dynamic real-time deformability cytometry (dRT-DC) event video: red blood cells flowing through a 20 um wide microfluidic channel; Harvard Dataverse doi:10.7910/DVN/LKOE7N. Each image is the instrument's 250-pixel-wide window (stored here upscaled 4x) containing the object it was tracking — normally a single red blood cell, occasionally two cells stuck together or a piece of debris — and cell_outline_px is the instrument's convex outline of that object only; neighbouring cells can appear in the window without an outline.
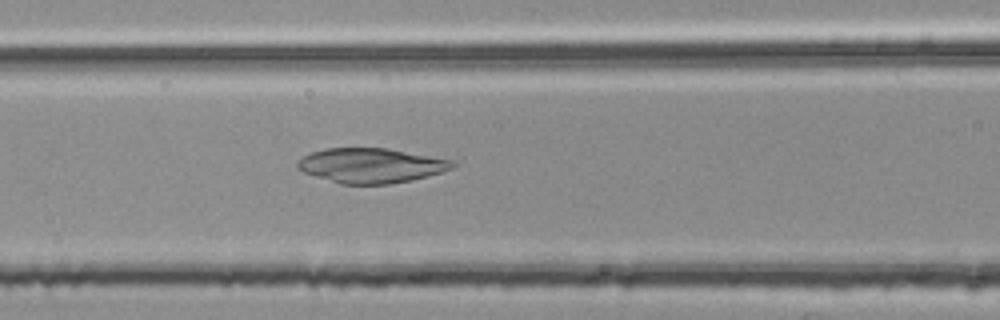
{"species": "common noctule bat (a hibernating species)", "species_latin": "Nyctalus noctula", "temperature_condition": "room temperature", "stored_images_in_passage": 37, "camera_frame_rate_fps": 3000, "um_per_image_px": 0.085, "animal": {"sex": "female", "body_mass_g": 25.1}, "frame": {"image": 1, "passage_image": 6, "time_ms": 1.667, "image_size_px": [1000, 320], "cell_outline_px": [[456, 164], [452, 168], [428, 176], [412, 180], [388, 184], [340, 184], [304, 172], [296, 168], [296, 160], [312, 152], [324, 148], [388, 148], [456, 160]], "centroid_in_image_um": [31.55, 14.06], "position_along_channel_um": 135.1, "area_um2": 31.56}}
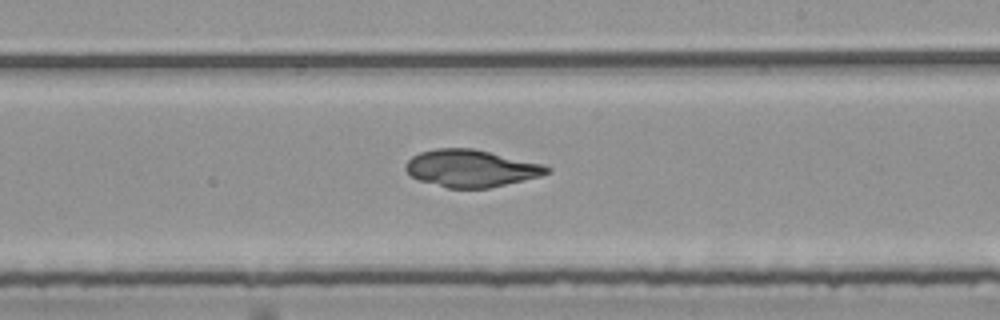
{"frame": {"image": 2, "passage_image": 15, "time_ms": 4.667, "image_size_px": [1000, 320], "cell_outline_px": [[552, 172], [540, 176], [488, 188], [448, 188], [420, 180], [412, 176], [404, 168], [404, 164], [412, 156], [420, 152], [436, 148], [472, 148], [544, 164], [552, 168]], "centroid_in_image_um": [40.05, 14.3], "position_along_channel_um": 248.9, "area_um2": 30.52}}
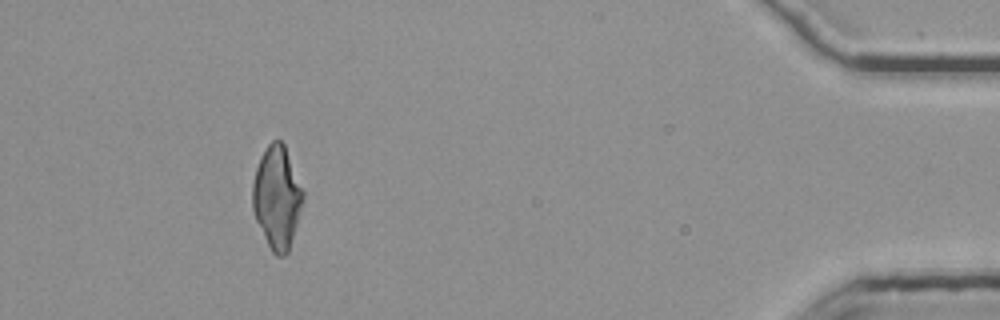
{"frame": {"image": 3, "passage_image": 33, "time_ms": 10.667, "image_size_px": [1000, 320], "cell_outline_px": [[304, 200], [288, 252], [284, 256], [276, 256], [272, 252], [256, 220], [252, 208], [252, 184], [256, 168], [260, 156], [268, 144], [272, 140], [280, 140], [284, 144], [304, 192]], "centroid_in_image_um": [23.53, 16.77], "position_along_channel_um": 411.7, "area_um2": 30.06}}